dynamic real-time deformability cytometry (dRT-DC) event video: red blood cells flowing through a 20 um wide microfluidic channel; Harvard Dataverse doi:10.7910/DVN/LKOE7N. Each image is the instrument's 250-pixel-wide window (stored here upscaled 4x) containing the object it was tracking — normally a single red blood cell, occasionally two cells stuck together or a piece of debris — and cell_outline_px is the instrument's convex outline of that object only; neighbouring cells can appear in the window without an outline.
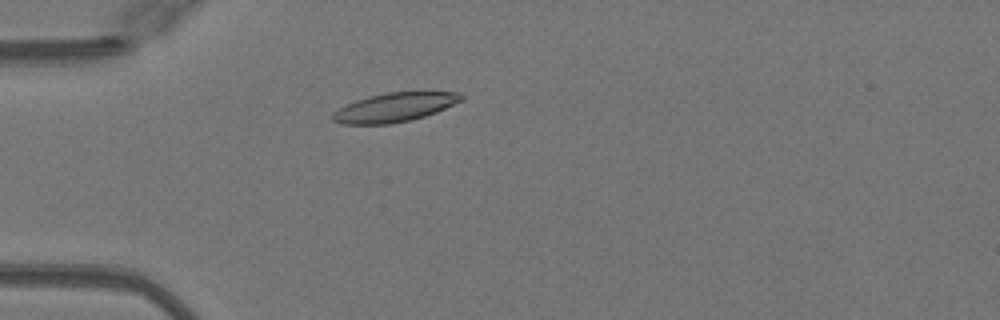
{"species": "Egyptian fruit bat (a non-hibernating species)", "species_latin": "Rousettus aegyptiacus", "temperature_condition": "warm", "stored_images_in_passage": 45, "camera_frame_rate_fps": 3000, "um_per_image_px": 0.085, "animal": {"sex": "female"}, "frame": {"image": 1, "passage_image": 12, "time_ms": 3.667, "image_size_px": [1000, 320], "cell_outline_px": [[464, 100], [436, 112], [412, 120], [388, 124], [340, 124], [332, 120], [332, 112], [356, 100], [368, 96], [388, 92], [456, 92], [464, 96]], "centroid_in_image_um": [33.54, 9.13], "position_along_channel_um": 51.5, "area_um2": 21.68}}
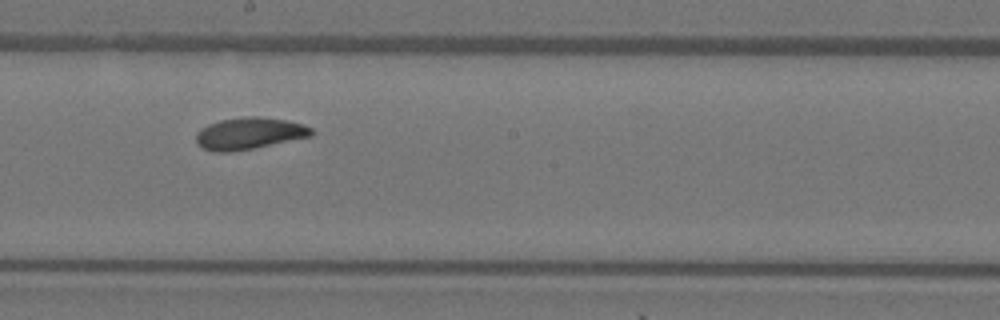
{"frame": {"image": 2, "passage_image": 26, "time_ms": 8.333, "image_size_px": [1000, 320], "cell_outline_px": [[312, 136], [232, 152], [212, 152], [200, 148], [196, 144], [196, 132], [200, 128], [208, 124], [220, 120], [244, 116], [256, 116], [288, 120], [304, 124], [312, 128]], "centroid_in_image_um": [21.13, 11.34], "position_along_channel_um": 227.1, "area_um2": 21.62}}
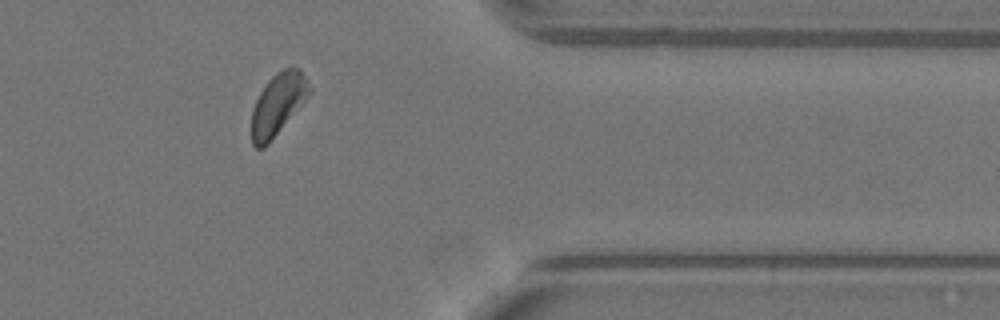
{"frame": {"image": 3, "passage_image": 39, "time_ms": 12.667, "image_size_px": [1000, 320], "cell_outline_px": [[312, 92], [268, 144], [264, 148], [256, 148], [252, 144], [252, 108], [260, 92], [268, 80], [276, 72], [284, 68], [300, 68], [308, 80], [312, 88]], "centroid_in_image_um": [23.63, 8.84], "position_along_channel_um": 387.8, "area_um2": 20.75}}